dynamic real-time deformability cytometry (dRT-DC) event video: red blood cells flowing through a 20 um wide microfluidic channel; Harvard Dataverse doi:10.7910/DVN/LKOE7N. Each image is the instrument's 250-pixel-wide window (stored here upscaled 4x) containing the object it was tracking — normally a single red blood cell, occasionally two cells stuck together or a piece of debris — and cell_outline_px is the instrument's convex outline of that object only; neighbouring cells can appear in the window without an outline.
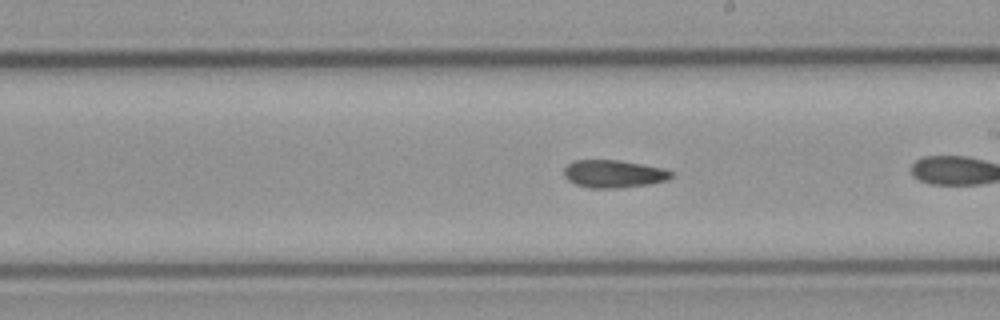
{"species": "common noctule bat (a hibernating species)", "species_latin": "Nyctalus noctula", "temperature_condition": "cold", "stored_images_in_passage": 21, "camera_frame_rate_fps": 3000, "um_per_image_px": 0.085, "animal": {"sex": "male", "body_mass_g": 23.1, "forearm_length_mm": 52.7}, "frame": {"image": 1, "passage_image": 15, "time_ms": 4.667, "image_size_px": [1000, 320], "cell_outline_px": [[672, 176], [668, 180], [648, 184], [616, 188], [588, 188], [576, 184], [568, 180], [564, 176], [564, 168], [568, 164], [576, 160], [620, 160], [664, 168], [672, 172]], "centroid_in_image_um": [52.15, 14.77], "position_along_channel_um": 236.8, "area_um2": 17.28}}